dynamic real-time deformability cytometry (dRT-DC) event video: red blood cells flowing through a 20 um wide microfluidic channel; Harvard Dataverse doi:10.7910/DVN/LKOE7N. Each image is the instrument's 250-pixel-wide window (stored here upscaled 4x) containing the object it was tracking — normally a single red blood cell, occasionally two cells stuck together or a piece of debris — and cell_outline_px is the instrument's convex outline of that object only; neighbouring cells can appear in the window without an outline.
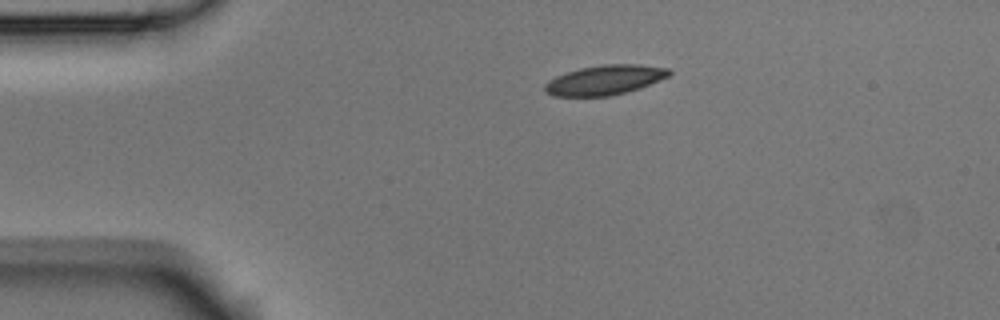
{"species": "Egyptian fruit bat (a non-hibernating species)", "species_latin": "Rousettus aegyptiacus", "temperature_condition": "room temperature", "stored_images_in_passage": 4, "camera_frame_rate_fps": 3000, "um_per_image_px": 0.085, "animal": {"sex": "male"}, "frame": {"image": 1, "passage_image": 1, "time_ms": 0.0, "image_size_px": [1000, 320], "cell_outline_px": [[672, 72], [668, 76], [660, 80], [640, 88], [608, 96], [552, 96], [544, 92], [544, 84], [548, 80], [556, 76], [580, 68], [604, 64], [636, 64], [668, 68]], "centroid_in_image_um": [51.38, 6.8], "position_along_channel_um": 33.6, "area_um2": 21.44}}
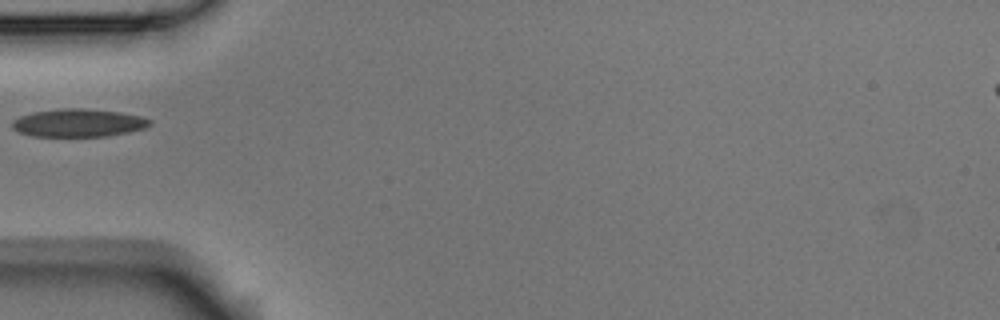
{"frame": {"image": 2, "passage_image": 3, "time_ms": 0.667, "image_size_px": [1000, 320], "cell_outline_px": [[152, 124], [144, 128], [128, 132], [108, 136], [32, 136], [20, 132], [12, 128], [12, 120], [20, 116], [32, 112], [60, 108], [80, 108], [120, 112], [140, 116], [152, 120]], "centroid_in_image_um": [6.66, 10.44], "position_along_channel_um": 78.3, "area_um2": 22.43}}
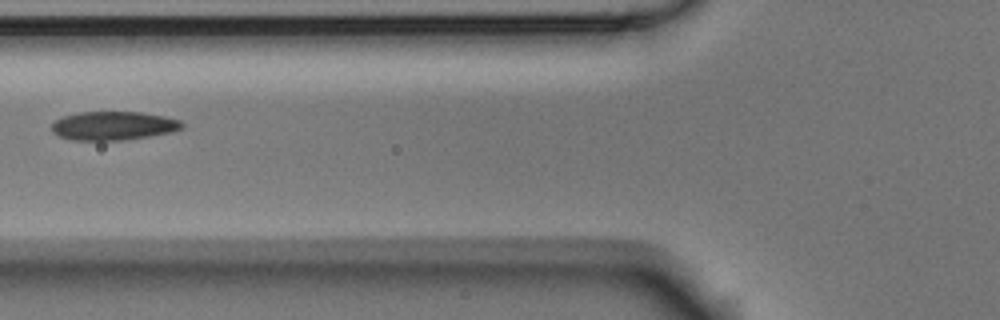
{"frame": {"image": 3, "passage_image": 4, "time_ms": 1.0, "image_size_px": [1000, 320], "cell_outline_px": [[184, 128], [172, 132], [152, 136], [124, 140], [72, 140], [60, 136], [52, 132], [52, 124], [56, 120], [64, 116], [76, 112], [140, 112], [164, 116], [180, 120], [184, 124]], "centroid_in_image_um": [9.67, 10.69], "position_along_channel_um": 116.1, "area_um2": 21.91}}